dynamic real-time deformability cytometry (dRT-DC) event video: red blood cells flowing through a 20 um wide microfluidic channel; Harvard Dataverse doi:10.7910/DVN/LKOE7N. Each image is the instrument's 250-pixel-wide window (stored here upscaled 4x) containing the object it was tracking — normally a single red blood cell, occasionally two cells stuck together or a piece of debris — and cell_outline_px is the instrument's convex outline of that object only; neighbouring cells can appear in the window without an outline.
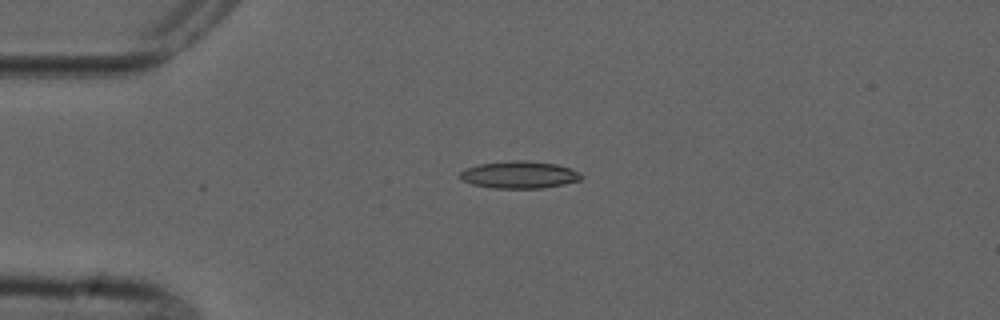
{"species": "common noctule bat (a hibernating species)", "species_latin": "Nyctalus noctula", "temperature_condition": "cold", "stored_images_in_passage": 3, "camera_frame_rate_fps": 3000, "um_per_image_px": 0.085, "animal": {"sex": "male", "forearm_length_mm": 52.5}, "frame": {"image": 1, "passage_image": 3, "time_ms": 3.667, "image_size_px": [1000, 320], "cell_outline_px": [[584, 176], [580, 180], [564, 184], [544, 188], [492, 188], [472, 184], [464, 180], [460, 176], [460, 172], [464, 168], [480, 164], [512, 160], [524, 160], [556, 164], [580, 172]], "centroid_in_image_um": [44.15, 14.85], "position_along_channel_um": 40.8, "area_um2": 19.19}}